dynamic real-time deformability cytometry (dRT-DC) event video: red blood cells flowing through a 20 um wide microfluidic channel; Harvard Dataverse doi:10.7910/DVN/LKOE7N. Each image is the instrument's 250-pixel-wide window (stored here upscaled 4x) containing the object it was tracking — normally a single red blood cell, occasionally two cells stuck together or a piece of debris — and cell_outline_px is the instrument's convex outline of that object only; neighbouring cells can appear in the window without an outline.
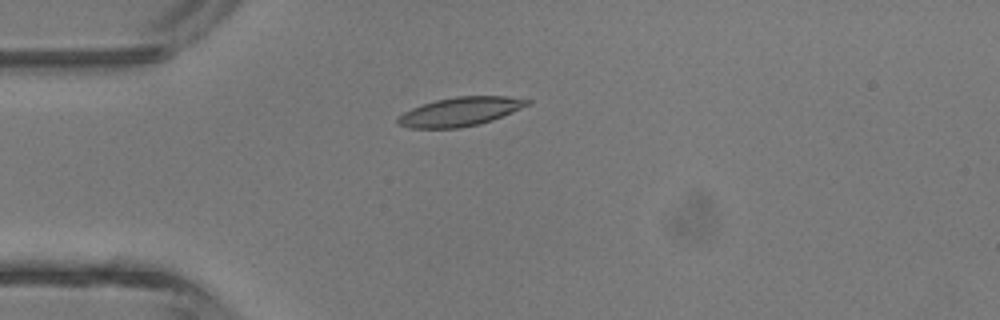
{"species": "common noctule bat (a hibernating species)", "species_latin": "Nyctalus noctula", "temperature_condition": "room temperature", "stored_images_in_passage": 3, "camera_frame_rate_fps": 3000, "um_per_image_px": 0.085, "animal": {"sex": "male", "body_mass_g": 13.3}, "frame": {"image": 1, "passage_image": 3, "time_ms": 3.0, "image_size_px": [1000, 320], "cell_outline_px": [[532, 100], [528, 104], [512, 112], [492, 120], [480, 124], [460, 128], [408, 128], [400, 124], [396, 120], [404, 112], [420, 104], [436, 100], [456, 96], [508, 96]], "centroid_in_image_um": [39.1, 9.48], "position_along_channel_um": 45.9, "area_um2": 21.68}}